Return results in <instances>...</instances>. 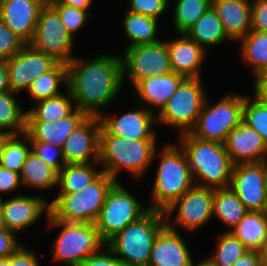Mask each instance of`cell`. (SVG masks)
Listing matches in <instances>:
<instances>
[{
  "instance_id": "cell-14",
  "label": "cell",
  "mask_w": 267,
  "mask_h": 266,
  "mask_svg": "<svg viewBox=\"0 0 267 266\" xmlns=\"http://www.w3.org/2000/svg\"><path fill=\"white\" fill-rule=\"evenodd\" d=\"M134 103V104H133ZM132 108L117 112H104L101 125L112 135L127 140H158L156 113L133 101ZM131 108V109H130ZM114 113V114H113ZM157 126V128H156Z\"/></svg>"
},
{
  "instance_id": "cell-42",
  "label": "cell",
  "mask_w": 267,
  "mask_h": 266,
  "mask_svg": "<svg viewBox=\"0 0 267 266\" xmlns=\"http://www.w3.org/2000/svg\"><path fill=\"white\" fill-rule=\"evenodd\" d=\"M126 11L152 18H161L169 13V0H126ZM168 10V11H167ZM167 11V12H166Z\"/></svg>"
},
{
  "instance_id": "cell-51",
  "label": "cell",
  "mask_w": 267,
  "mask_h": 266,
  "mask_svg": "<svg viewBox=\"0 0 267 266\" xmlns=\"http://www.w3.org/2000/svg\"><path fill=\"white\" fill-rule=\"evenodd\" d=\"M61 4L74 7L77 9H83L87 11H92L91 9L95 8V0H58Z\"/></svg>"
},
{
  "instance_id": "cell-1",
  "label": "cell",
  "mask_w": 267,
  "mask_h": 266,
  "mask_svg": "<svg viewBox=\"0 0 267 266\" xmlns=\"http://www.w3.org/2000/svg\"><path fill=\"white\" fill-rule=\"evenodd\" d=\"M92 56H75L67 64V86L76 108L88 116L100 117L124 95L122 60L119 54L108 51Z\"/></svg>"
},
{
  "instance_id": "cell-2",
  "label": "cell",
  "mask_w": 267,
  "mask_h": 266,
  "mask_svg": "<svg viewBox=\"0 0 267 266\" xmlns=\"http://www.w3.org/2000/svg\"><path fill=\"white\" fill-rule=\"evenodd\" d=\"M159 140H127L110 134L102 125L99 134V165L115 181L126 172L129 178L142 181L153 166ZM123 171V172H122ZM120 174V175H119Z\"/></svg>"
},
{
  "instance_id": "cell-12",
  "label": "cell",
  "mask_w": 267,
  "mask_h": 266,
  "mask_svg": "<svg viewBox=\"0 0 267 266\" xmlns=\"http://www.w3.org/2000/svg\"><path fill=\"white\" fill-rule=\"evenodd\" d=\"M120 57L124 89L127 82L130 85V87L127 85V89H131L142 79L172 72L165 38L155 43L124 48Z\"/></svg>"
},
{
  "instance_id": "cell-23",
  "label": "cell",
  "mask_w": 267,
  "mask_h": 266,
  "mask_svg": "<svg viewBox=\"0 0 267 266\" xmlns=\"http://www.w3.org/2000/svg\"><path fill=\"white\" fill-rule=\"evenodd\" d=\"M224 146L234 165L267 158V145L261 135L243 120L227 135Z\"/></svg>"
},
{
  "instance_id": "cell-39",
  "label": "cell",
  "mask_w": 267,
  "mask_h": 266,
  "mask_svg": "<svg viewBox=\"0 0 267 266\" xmlns=\"http://www.w3.org/2000/svg\"><path fill=\"white\" fill-rule=\"evenodd\" d=\"M242 120L257 131L267 145V105L244 93Z\"/></svg>"
},
{
  "instance_id": "cell-16",
  "label": "cell",
  "mask_w": 267,
  "mask_h": 266,
  "mask_svg": "<svg viewBox=\"0 0 267 266\" xmlns=\"http://www.w3.org/2000/svg\"><path fill=\"white\" fill-rule=\"evenodd\" d=\"M47 195L30 194L14 195L4 199V218L8 230L20 236L28 232V228L36 227L41 217H48L50 213L49 199ZM45 215V216H44ZM21 233V234H20Z\"/></svg>"
},
{
  "instance_id": "cell-32",
  "label": "cell",
  "mask_w": 267,
  "mask_h": 266,
  "mask_svg": "<svg viewBox=\"0 0 267 266\" xmlns=\"http://www.w3.org/2000/svg\"><path fill=\"white\" fill-rule=\"evenodd\" d=\"M236 44L240 47V60L250 69L252 77L267 72V32L251 30Z\"/></svg>"
},
{
  "instance_id": "cell-45",
  "label": "cell",
  "mask_w": 267,
  "mask_h": 266,
  "mask_svg": "<svg viewBox=\"0 0 267 266\" xmlns=\"http://www.w3.org/2000/svg\"><path fill=\"white\" fill-rule=\"evenodd\" d=\"M34 249L22 245L9 256V266H40L41 256Z\"/></svg>"
},
{
  "instance_id": "cell-30",
  "label": "cell",
  "mask_w": 267,
  "mask_h": 266,
  "mask_svg": "<svg viewBox=\"0 0 267 266\" xmlns=\"http://www.w3.org/2000/svg\"><path fill=\"white\" fill-rule=\"evenodd\" d=\"M62 88H64L62 90ZM68 88L67 64L58 63L52 70L36 77L25 93L26 102L29 100L32 106L41 100L60 95ZM28 98V100H27Z\"/></svg>"
},
{
  "instance_id": "cell-43",
  "label": "cell",
  "mask_w": 267,
  "mask_h": 266,
  "mask_svg": "<svg viewBox=\"0 0 267 266\" xmlns=\"http://www.w3.org/2000/svg\"><path fill=\"white\" fill-rule=\"evenodd\" d=\"M27 44L0 20V60L6 61Z\"/></svg>"
},
{
  "instance_id": "cell-10",
  "label": "cell",
  "mask_w": 267,
  "mask_h": 266,
  "mask_svg": "<svg viewBox=\"0 0 267 266\" xmlns=\"http://www.w3.org/2000/svg\"><path fill=\"white\" fill-rule=\"evenodd\" d=\"M125 181H116L109 189L95 226L101 239L107 243L127 225L138 221L150 209ZM130 189V191L128 190Z\"/></svg>"
},
{
  "instance_id": "cell-58",
  "label": "cell",
  "mask_w": 267,
  "mask_h": 266,
  "mask_svg": "<svg viewBox=\"0 0 267 266\" xmlns=\"http://www.w3.org/2000/svg\"><path fill=\"white\" fill-rule=\"evenodd\" d=\"M264 176H265V186L267 188V158L264 160Z\"/></svg>"
},
{
  "instance_id": "cell-25",
  "label": "cell",
  "mask_w": 267,
  "mask_h": 266,
  "mask_svg": "<svg viewBox=\"0 0 267 266\" xmlns=\"http://www.w3.org/2000/svg\"><path fill=\"white\" fill-rule=\"evenodd\" d=\"M88 115L76 108L69 116L55 123L46 121H26L25 134L30 141H41L63 147L65 140Z\"/></svg>"
},
{
  "instance_id": "cell-19",
  "label": "cell",
  "mask_w": 267,
  "mask_h": 266,
  "mask_svg": "<svg viewBox=\"0 0 267 266\" xmlns=\"http://www.w3.org/2000/svg\"><path fill=\"white\" fill-rule=\"evenodd\" d=\"M183 236L165 225L152 244L148 266H195L194 252Z\"/></svg>"
},
{
  "instance_id": "cell-56",
  "label": "cell",
  "mask_w": 267,
  "mask_h": 266,
  "mask_svg": "<svg viewBox=\"0 0 267 266\" xmlns=\"http://www.w3.org/2000/svg\"><path fill=\"white\" fill-rule=\"evenodd\" d=\"M198 263L195 264V266H214L210 262H208L205 258H202L200 261H197Z\"/></svg>"
},
{
  "instance_id": "cell-21",
  "label": "cell",
  "mask_w": 267,
  "mask_h": 266,
  "mask_svg": "<svg viewBox=\"0 0 267 266\" xmlns=\"http://www.w3.org/2000/svg\"><path fill=\"white\" fill-rule=\"evenodd\" d=\"M185 79L174 72L147 77L129 89L128 94L132 101L157 114Z\"/></svg>"
},
{
  "instance_id": "cell-3",
  "label": "cell",
  "mask_w": 267,
  "mask_h": 266,
  "mask_svg": "<svg viewBox=\"0 0 267 266\" xmlns=\"http://www.w3.org/2000/svg\"><path fill=\"white\" fill-rule=\"evenodd\" d=\"M161 148V149H160ZM157 148L152 163L157 164L150 190L148 207L164 212L195 185L185 152L177 142L164 143Z\"/></svg>"
},
{
  "instance_id": "cell-18",
  "label": "cell",
  "mask_w": 267,
  "mask_h": 266,
  "mask_svg": "<svg viewBox=\"0 0 267 266\" xmlns=\"http://www.w3.org/2000/svg\"><path fill=\"white\" fill-rule=\"evenodd\" d=\"M101 120L88 116L65 140L62 147L66 164L98 163Z\"/></svg>"
},
{
  "instance_id": "cell-48",
  "label": "cell",
  "mask_w": 267,
  "mask_h": 266,
  "mask_svg": "<svg viewBox=\"0 0 267 266\" xmlns=\"http://www.w3.org/2000/svg\"><path fill=\"white\" fill-rule=\"evenodd\" d=\"M18 234L5 229L0 231V258H7L16 252L24 243Z\"/></svg>"
},
{
  "instance_id": "cell-37",
  "label": "cell",
  "mask_w": 267,
  "mask_h": 266,
  "mask_svg": "<svg viewBox=\"0 0 267 266\" xmlns=\"http://www.w3.org/2000/svg\"><path fill=\"white\" fill-rule=\"evenodd\" d=\"M217 244L209 255L204 257L214 266H232L249 249L232 233L220 232Z\"/></svg>"
},
{
  "instance_id": "cell-44",
  "label": "cell",
  "mask_w": 267,
  "mask_h": 266,
  "mask_svg": "<svg viewBox=\"0 0 267 266\" xmlns=\"http://www.w3.org/2000/svg\"><path fill=\"white\" fill-rule=\"evenodd\" d=\"M21 187L20 173L0 165V198L5 199L6 196L12 197L23 193ZM20 189L22 192H20Z\"/></svg>"
},
{
  "instance_id": "cell-40",
  "label": "cell",
  "mask_w": 267,
  "mask_h": 266,
  "mask_svg": "<svg viewBox=\"0 0 267 266\" xmlns=\"http://www.w3.org/2000/svg\"><path fill=\"white\" fill-rule=\"evenodd\" d=\"M47 2L57 11L66 30L74 39L78 36L76 34H79V31L90 23L89 19L92 15L87 10L61 4L58 0H47Z\"/></svg>"
},
{
  "instance_id": "cell-53",
  "label": "cell",
  "mask_w": 267,
  "mask_h": 266,
  "mask_svg": "<svg viewBox=\"0 0 267 266\" xmlns=\"http://www.w3.org/2000/svg\"><path fill=\"white\" fill-rule=\"evenodd\" d=\"M12 135L7 134V133H0V163L3 155V150L6 144V141L11 137Z\"/></svg>"
},
{
  "instance_id": "cell-8",
  "label": "cell",
  "mask_w": 267,
  "mask_h": 266,
  "mask_svg": "<svg viewBox=\"0 0 267 266\" xmlns=\"http://www.w3.org/2000/svg\"><path fill=\"white\" fill-rule=\"evenodd\" d=\"M225 93L214 103L207 95L197 123L190 131L194 137L224 144L230 131L242 121L243 93L233 89Z\"/></svg>"
},
{
  "instance_id": "cell-6",
  "label": "cell",
  "mask_w": 267,
  "mask_h": 266,
  "mask_svg": "<svg viewBox=\"0 0 267 266\" xmlns=\"http://www.w3.org/2000/svg\"><path fill=\"white\" fill-rule=\"evenodd\" d=\"M165 225L164 212L149 210L111 238L106 246L124 266H148L152 244Z\"/></svg>"
},
{
  "instance_id": "cell-31",
  "label": "cell",
  "mask_w": 267,
  "mask_h": 266,
  "mask_svg": "<svg viewBox=\"0 0 267 266\" xmlns=\"http://www.w3.org/2000/svg\"><path fill=\"white\" fill-rule=\"evenodd\" d=\"M76 109L68 88L60 95L34 103L27 109L26 121H46L55 123L69 116Z\"/></svg>"
},
{
  "instance_id": "cell-50",
  "label": "cell",
  "mask_w": 267,
  "mask_h": 266,
  "mask_svg": "<svg viewBox=\"0 0 267 266\" xmlns=\"http://www.w3.org/2000/svg\"><path fill=\"white\" fill-rule=\"evenodd\" d=\"M232 266H262L259 251H247Z\"/></svg>"
},
{
  "instance_id": "cell-27",
  "label": "cell",
  "mask_w": 267,
  "mask_h": 266,
  "mask_svg": "<svg viewBox=\"0 0 267 266\" xmlns=\"http://www.w3.org/2000/svg\"><path fill=\"white\" fill-rule=\"evenodd\" d=\"M159 21L157 18L124 10L121 21L123 25L121 27H123L125 42H128L125 48L140 44L155 43L161 40L162 37L159 36L161 32Z\"/></svg>"
},
{
  "instance_id": "cell-20",
  "label": "cell",
  "mask_w": 267,
  "mask_h": 266,
  "mask_svg": "<svg viewBox=\"0 0 267 266\" xmlns=\"http://www.w3.org/2000/svg\"><path fill=\"white\" fill-rule=\"evenodd\" d=\"M166 39L170 66L174 73L186 78H204L203 66L206 64L208 51L189 38L185 33Z\"/></svg>"
},
{
  "instance_id": "cell-11",
  "label": "cell",
  "mask_w": 267,
  "mask_h": 266,
  "mask_svg": "<svg viewBox=\"0 0 267 266\" xmlns=\"http://www.w3.org/2000/svg\"><path fill=\"white\" fill-rule=\"evenodd\" d=\"M214 189L194 185L165 211L166 225L186 237L213 222Z\"/></svg>"
},
{
  "instance_id": "cell-41",
  "label": "cell",
  "mask_w": 267,
  "mask_h": 266,
  "mask_svg": "<svg viewBox=\"0 0 267 266\" xmlns=\"http://www.w3.org/2000/svg\"><path fill=\"white\" fill-rule=\"evenodd\" d=\"M30 144L31 151L58 173L66 165L62 147L41 141H30Z\"/></svg>"
},
{
  "instance_id": "cell-33",
  "label": "cell",
  "mask_w": 267,
  "mask_h": 266,
  "mask_svg": "<svg viewBox=\"0 0 267 266\" xmlns=\"http://www.w3.org/2000/svg\"><path fill=\"white\" fill-rule=\"evenodd\" d=\"M102 173L99 163L66 164L58 173L57 192L74 193L81 191Z\"/></svg>"
},
{
  "instance_id": "cell-34",
  "label": "cell",
  "mask_w": 267,
  "mask_h": 266,
  "mask_svg": "<svg viewBox=\"0 0 267 266\" xmlns=\"http://www.w3.org/2000/svg\"><path fill=\"white\" fill-rule=\"evenodd\" d=\"M231 232L249 250L259 251L267 242V213L248 211Z\"/></svg>"
},
{
  "instance_id": "cell-49",
  "label": "cell",
  "mask_w": 267,
  "mask_h": 266,
  "mask_svg": "<svg viewBox=\"0 0 267 266\" xmlns=\"http://www.w3.org/2000/svg\"><path fill=\"white\" fill-rule=\"evenodd\" d=\"M253 90L251 95L260 103L267 105V72L259 73L252 77Z\"/></svg>"
},
{
  "instance_id": "cell-55",
  "label": "cell",
  "mask_w": 267,
  "mask_h": 266,
  "mask_svg": "<svg viewBox=\"0 0 267 266\" xmlns=\"http://www.w3.org/2000/svg\"><path fill=\"white\" fill-rule=\"evenodd\" d=\"M262 266H267V242L259 250Z\"/></svg>"
},
{
  "instance_id": "cell-22",
  "label": "cell",
  "mask_w": 267,
  "mask_h": 266,
  "mask_svg": "<svg viewBox=\"0 0 267 266\" xmlns=\"http://www.w3.org/2000/svg\"><path fill=\"white\" fill-rule=\"evenodd\" d=\"M47 0H1L0 20L26 44L34 36L38 16Z\"/></svg>"
},
{
  "instance_id": "cell-52",
  "label": "cell",
  "mask_w": 267,
  "mask_h": 266,
  "mask_svg": "<svg viewBox=\"0 0 267 266\" xmlns=\"http://www.w3.org/2000/svg\"><path fill=\"white\" fill-rule=\"evenodd\" d=\"M11 91L9 86L8 69L5 61L0 60V93Z\"/></svg>"
},
{
  "instance_id": "cell-28",
  "label": "cell",
  "mask_w": 267,
  "mask_h": 266,
  "mask_svg": "<svg viewBox=\"0 0 267 266\" xmlns=\"http://www.w3.org/2000/svg\"><path fill=\"white\" fill-rule=\"evenodd\" d=\"M185 34L206 51L218 46L222 47L225 42L234 44L227 37L222 22L213 7H210Z\"/></svg>"
},
{
  "instance_id": "cell-9",
  "label": "cell",
  "mask_w": 267,
  "mask_h": 266,
  "mask_svg": "<svg viewBox=\"0 0 267 266\" xmlns=\"http://www.w3.org/2000/svg\"><path fill=\"white\" fill-rule=\"evenodd\" d=\"M204 82V78H186L156 114L157 125L171 127L179 131L178 135L189 133L195 127L209 95Z\"/></svg>"
},
{
  "instance_id": "cell-4",
  "label": "cell",
  "mask_w": 267,
  "mask_h": 266,
  "mask_svg": "<svg viewBox=\"0 0 267 266\" xmlns=\"http://www.w3.org/2000/svg\"><path fill=\"white\" fill-rule=\"evenodd\" d=\"M176 139L185 152L195 185L207 188L230 187L232 163L224 144L201 140L190 132Z\"/></svg>"
},
{
  "instance_id": "cell-57",
  "label": "cell",
  "mask_w": 267,
  "mask_h": 266,
  "mask_svg": "<svg viewBox=\"0 0 267 266\" xmlns=\"http://www.w3.org/2000/svg\"><path fill=\"white\" fill-rule=\"evenodd\" d=\"M0 266H9V257L0 258Z\"/></svg>"
},
{
  "instance_id": "cell-26",
  "label": "cell",
  "mask_w": 267,
  "mask_h": 266,
  "mask_svg": "<svg viewBox=\"0 0 267 266\" xmlns=\"http://www.w3.org/2000/svg\"><path fill=\"white\" fill-rule=\"evenodd\" d=\"M20 180L24 191L25 189L28 190L27 192L35 190L44 195L54 189L56 192L58 172L31 151L23 164Z\"/></svg>"
},
{
  "instance_id": "cell-13",
  "label": "cell",
  "mask_w": 267,
  "mask_h": 266,
  "mask_svg": "<svg viewBox=\"0 0 267 266\" xmlns=\"http://www.w3.org/2000/svg\"><path fill=\"white\" fill-rule=\"evenodd\" d=\"M74 37L66 30L57 11L47 2L40 10L34 36L29 45L52 56L59 63L68 64L73 54Z\"/></svg>"
},
{
  "instance_id": "cell-15",
  "label": "cell",
  "mask_w": 267,
  "mask_h": 266,
  "mask_svg": "<svg viewBox=\"0 0 267 266\" xmlns=\"http://www.w3.org/2000/svg\"><path fill=\"white\" fill-rule=\"evenodd\" d=\"M230 187L248 211H267L264 161L235 164Z\"/></svg>"
},
{
  "instance_id": "cell-54",
  "label": "cell",
  "mask_w": 267,
  "mask_h": 266,
  "mask_svg": "<svg viewBox=\"0 0 267 266\" xmlns=\"http://www.w3.org/2000/svg\"><path fill=\"white\" fill-rule=\"evenodd\" d=\"M3 212H4V199L0 198V231L7 229Z\"/></svg>"
},
{
  "instance_id": "cell-17",
  "label": "cell",
  "mask_w": 267,
  "mask_h": 266,
  "mask_svg": "<svg viewBox=\"0 0 267 266\" xmlns=\"http://www.w3.org/2000/svg\"><path fill=\"white\" fill-rule=\"evenodd\" d=\"M9 86L13 93H26L32 81L52 70L59 62L52 56L41 53L27 44L19 53L5 61Z\"/></svg>"
},
{
  "instance_id": "cell-5",
  "label": "cell",
  "mask_w": 267,
  "mask_h": 266,
  "mask_svg": "<svg viewBox=\"0 0 267 266\" xmlns=\"http://www.w3.org/2000/svg\"><path fill=\"white\" fill-rule=\"evenodd\" d=\"M45 220L48 231L59 230L50 248V260L57 265L79 266L88 256L99 252L106 245L95 223L63 222L51 213Z\"/></svg>"
},
{
  "instance_id": "cell-29",
  "label": "cell",
  "mask_w": 267,
  "mask_h": 266,
  "mask_svg": "<svg viewBox=\"0 0 267 266\" xmlns=\"http://www.w3.org/2000/svg\"><path fill=\"white\" fill-rule=\"evenodd\" d=\"M247 212L231 187L214 189L213 221L218 220L226 228L224 232H231Z\"/></svg>"
},
{
  "instance_id": "cell-24",
  "label": "cell",
  "mask_w": 267,
  "mask_h": 266,
  "mask_svg": "<svg viewBox=\"0 0 267 266\" xmlns=\"http://www.w3.org/2000/svg\"><path fill=\"white\" fill-rule=\"evenodd\" d=\"M252 0H212V7L234 45L251 31Z\"/></svg>"
},
{
  "instance_id": "cell-46",
  "label": "cell",
  "mask_w": 267,
  "mask_h": 266,
  "mask_svg": "<svg viewBox=\"0 0 267 266\" xmlns=\"http://www.w3.org/2000/svg\"><path fill=\"white\" fill-rule=\"evenodd\" d=\"M79 266H124V264L105 245L99 252L88 256Z\"/></svg>"
},
{
  "instance_id": "cell-35",
  "label": "cell",
  "mask_w": 267,
  "mask_h": 266,
  "mask_svg": "<svg viewBox=\"0 0 267 266\" xmlns=\"http://www.w3.org/2000/svg\"><path fill=\"white\" fill-rule=\"evenodd\" d=\"M18 96L23 95L12 91L0 93V132L10 135L25 133L27 107Z\"/></svg>"
},
{
  "instance_id": "cell-36",
  "label": "cell",
  "mask_w": 267,
  "mask_h": 266,
  "mask_svg": "<svg viewBox=\"0 0 267 266\" xmlns=\"http://www.w3.org/2000/svg\"><path fill=\"white\" fill-rule=\"evenodd\" d=\"M172 1V2H171ZM175 1V2H174ZM169 0L175 33H186L212 7V0ZM173 3V4H172ZM172 4V5H171Z\"/></svg>"
},
{
  "instance_id": "cell-7",
  "label": "cell",
  "mask_w": 267,
  "mask_h": 266,
  "mask_svg": "<svg viewBox=\"0 0 267 266\" xmlns=\"http://www.w3.org/2000/svg\"><path fill=\"white\" fill-rule=\"evenodd\" d=\"M116 181L102 172L93 182L78 192L56 193L50 203V213L68 223H95L105 197Z\"/></svg>"
},
{
  "instance_id": "cell-38",
  "label": "cell",
  "mask_w": 267,
  "mask_h": 266,
  "mask_svg": "<svg viewBox=\"0 0 267 266\" xmlns=\"http://www.w3.org/2000/svg\"><path fill=\"white\" fill-rule=\"evenodd\" d=\"M30 152V139L25 133L12 135L6 141L0 165L21 173L23 164Z\"/></svg>"
},
{
  "instance_id": "cell-47",
  "label": "cell",
  "mask_w": 267,
  "mask_h": 266,
  "mask_svg": "<svg viewBox=\"0 0 267 266\" xmlns=\"http://www.w3.org/2000/svg\"><path fill=\"white\" fill-rule=\"evenodd\" d=\"M251 30L267 32V0L251 1Z\"/></svg>"
}]
</instances>
